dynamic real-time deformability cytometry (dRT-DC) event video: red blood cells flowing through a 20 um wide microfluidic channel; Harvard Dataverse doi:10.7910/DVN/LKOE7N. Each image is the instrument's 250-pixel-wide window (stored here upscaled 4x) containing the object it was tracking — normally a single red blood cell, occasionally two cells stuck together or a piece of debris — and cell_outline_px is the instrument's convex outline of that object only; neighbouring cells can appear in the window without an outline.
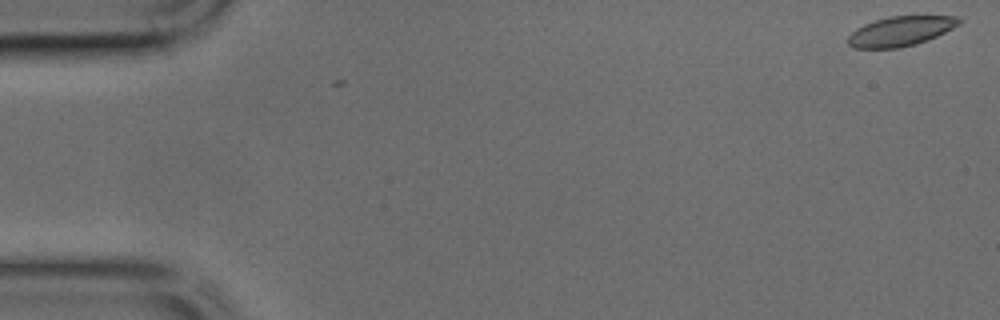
{"species": "common noctule bat (a hibernating species)", "species_latin": "Nyctalus noctula", "temperature_condition": "cold", "stored_images_in_passage": 2, "camera_frame_rate_fps": 3000, "um_per_image_px": 0.085, "animal": {"sex": "male", "body_mass_g": 17.9, "forearm_length_mm": 54.2}, "frame": {"image": 1, "passage_image": 1, "time_ms": 0.0, "image_size_px": [1000, 320], "cell_outline_px": [[960, 24], [928, 40], [916, 44], [900, 48], [852, 48], [848, 44], [848, 36], [856, 28], [864, 24], [888, 16], [956, 16], [960, 20]], "centroid_in_image_um": [76.52, 2.66], "position_along_channel_um": 8.5, "area_um2": 19.13}}